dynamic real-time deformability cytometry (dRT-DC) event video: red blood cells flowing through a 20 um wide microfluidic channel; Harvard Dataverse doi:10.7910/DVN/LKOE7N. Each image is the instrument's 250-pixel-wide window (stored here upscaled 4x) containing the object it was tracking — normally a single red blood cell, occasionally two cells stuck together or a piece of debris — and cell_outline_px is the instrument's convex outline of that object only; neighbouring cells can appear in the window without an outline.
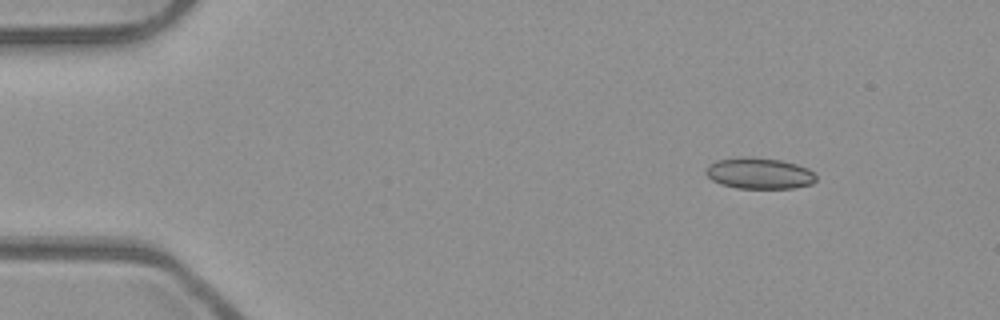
{"species": "common noctule bat (a hibernating species)", "species_latin": "Nyctalus noctula", "temperature_condition": "room temperature", "stored_images_in_passage": 6, "camera_frame_rate_fps": 3000, "um_per_image_px": 0.085, "animal": {"sex": "male", "body_mass_g": 23.1, "forearm_length_mm": 52.7}, "frame": {"image": 1, "passage_image": 1, "time_ms": 0.0, "image_size_px": [1000, 320], "cell_outline_px": [[816, 180], [812, 184], [792, 188], [736, 188], [720, 184], [712, 180], [704, 172], [708, 164], [716, 160], [740, 156], [748, 156], [780, 160], [796, 164], [808, 168], [816, 176]], "centroid_in_image_um": [64.5, 14.72], "position_along_channel_um": 20.5, "area_um2": 20.17}}
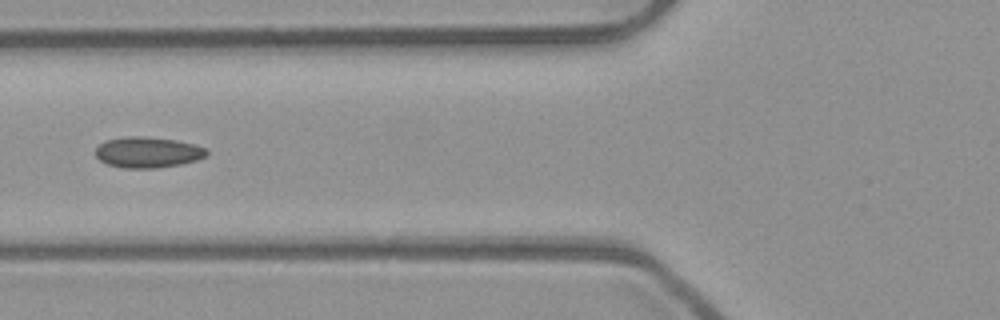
{"frame": {"image": 2, "passage_image": 5, "time_ms": 1.333, "image_size_px": [1000, 320], "cell_outline_px": [[208, 152], [204, 156], [196, 160], [180, 164], [156, 168], [124, 168], [108, 164], [100, 160], [96, 156], [96, 148], [104, 140], [124, 136], [144, 136], [176, 140], [196, 144], [204, 148]], "centroid_in_image_um": [12.53, 12.93], "position_along_channel_um": 113.3, "area_um2": 19.94}}
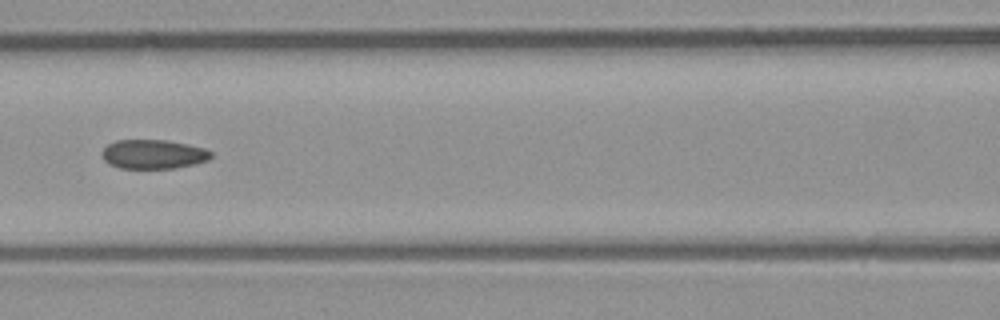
{"frame": {"image": 3, "passage_image": 6, "time_ms": 1.667, "image_size_px": [1000, 320], "cell_outline_px": [[212, 156], [208, 160], [176, 168], [120, 168], [108, 164], [104, 160], [100, 152], [108, 144], [116, 140], [164, 140], [188, 144], [204, 148], [212, 152]], "centroid_in_image_um": [13.0, 13.1], "position_along_channel_um": 153.6, "area_um2": 18.55}}